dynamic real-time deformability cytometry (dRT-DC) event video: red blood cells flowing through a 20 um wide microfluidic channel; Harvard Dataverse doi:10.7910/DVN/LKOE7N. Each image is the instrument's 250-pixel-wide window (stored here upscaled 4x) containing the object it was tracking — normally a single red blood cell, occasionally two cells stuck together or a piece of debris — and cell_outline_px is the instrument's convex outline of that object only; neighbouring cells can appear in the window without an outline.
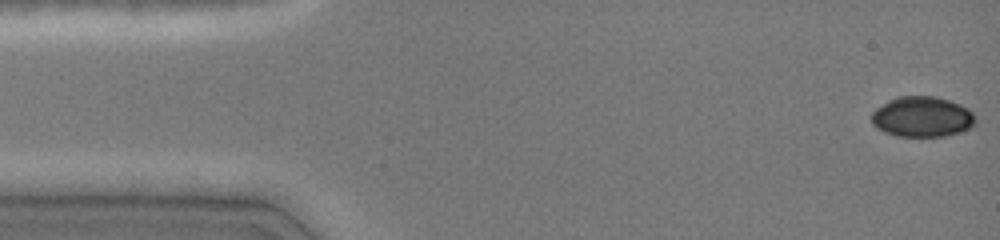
{"species": "common noctule bat (a hibernating species)", "species_latin": "Nyctalus noctula", "temperature_condition": "cold", "stored_images_in_passage": 46, "camera_frame_rate_fps": 3000, "um_per_image_px": 0.085, "animal": {"sex": "female", "body_mass_g": 19.0, "forearm_length_mm": 51.5}, "frame": {"image": 1, "passage_image": 1, "time_ms": 0.0, "image_size_px": [1000, 240], "cell_outline_px": [[976, 124], [972, 128], [960, 132], [944, 136], [896, 136], [884, 132], [876, 128], [872, 124], [872, 112], [876, 108], [888, 100], [896, 96], [936, 96], [960, 104], [968, 108], [976, 116]], "centroid_in_image_um": [78.4, 9.93], "position_along_channel_um": 6.6, "area_um2": 24.8}}
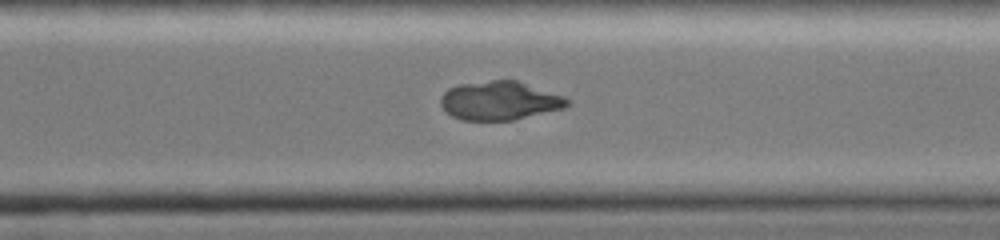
{"frame": {"image": 2, "passage_image": 33, "time_ms": 10.667, "image_size_px": [1000, 240], "cell_outline_px": [[572, 104], [564, 108], [512, 120], [460, 120], [452, 116], [440, 104], [440, 96], [448, 88], [460, 84], [492, 80], [516, 80], [564, 96], [572, 100]], "centroid_in_image_um": [42.48, 8.55], "position_along_channel_um": 328.1, "area_um2": 28.61}}
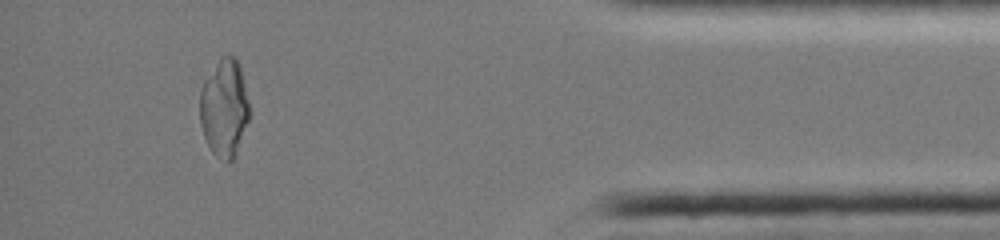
{"frame": {"image": 3, "passage_image": 42, "time_ms": 13.667, "image_size_px": [1000, 240], "cell_outline_px": [[248, 120], [236, 156], [232, 160], [228, 160], [216, 156], [212, 152], [204, 136], [200, 124], [200, 88], [204, 80], [220, 56], [236, 56], [240, 68], [248, 100]], "centroid_in_image_um": [19.04, 9.16], "position_along_channel_um": 416.2, "area_um2": 27.98}, "authors_computed_cell_mechanics": {"area_um2": 29.3046, "velocity_mm_per_s": 4.1195, "shape_relaxation_time_tau1_ms": 10.6459, "shape_relaxation_time_tau2_ms": 2.3111, "deformation_change_tau1": 0.3138, "deformation_change_tau2": 0.043}}